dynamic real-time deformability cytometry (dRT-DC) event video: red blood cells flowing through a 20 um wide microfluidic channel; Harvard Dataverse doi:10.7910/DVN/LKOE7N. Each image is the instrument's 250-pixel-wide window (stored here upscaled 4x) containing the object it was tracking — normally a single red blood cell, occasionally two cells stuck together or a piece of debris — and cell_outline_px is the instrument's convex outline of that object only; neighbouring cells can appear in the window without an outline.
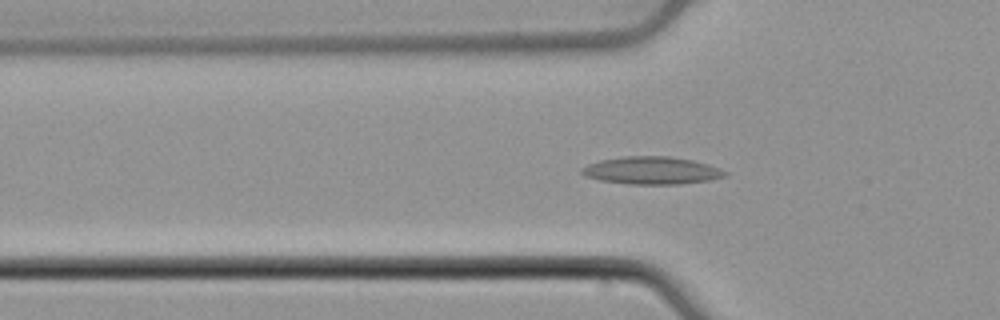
{"species": "common noctule bat (a hibernating species)", "species_latin": "Nyctalus noctula", "temperature_condition": "cold", "stored_images_in_passage": 47, "camera_frame_rate_fps": 3000, "um_per_image_px": 0.085, "animal": {"sex": "male", "body_mass_g": 21.5, "forearm_length_mm": 52.0}, "frame": {"image": 1, "passage_image": 12, "time_ms": 3.667, "image_size_px": [1000, 320], "cell_outline_px": [[728, 172], [724, 176], [708, 180], [680, 184], [628, 184], [600, 180], [584, 176], [580, 172], [580, 168], [588, 164], [600, 160], [624, 156], [668, 156], [692, 160], [708, 164], [720, 168]], "centroid_in_image_um": [55.35, 14.49], "position_along_channel_um": 70.4, "area_um2": 23.0}}
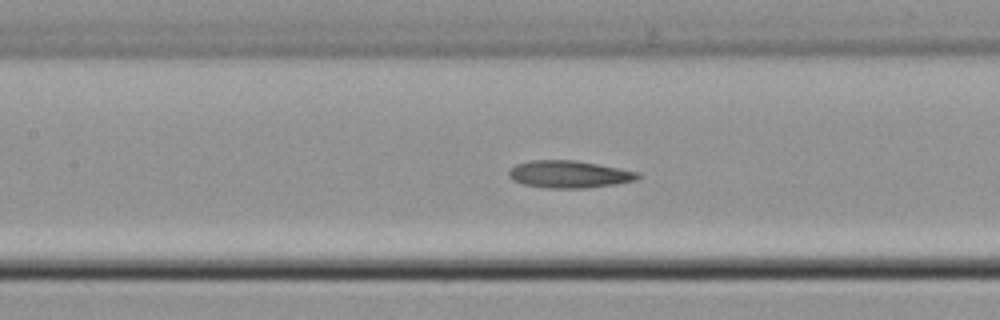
{"frame": {"image": 2, "passage_image": 19, "time_ms": 6.0, "image_size_px": [1000, 320], "cell_outline_px": [[640, 176], [636, 180], [616, 184], [584, 188], [548, 188], [524, 184], [512, 180], [508, 176], [508, 172], [516, 164], [532, 160], [576, 160], [620, 168], [640, 172]], "centroid_in_image_um": [48.39, 14.81], "position_along_channel_um": 159.0, "area_um2": 20.52}}
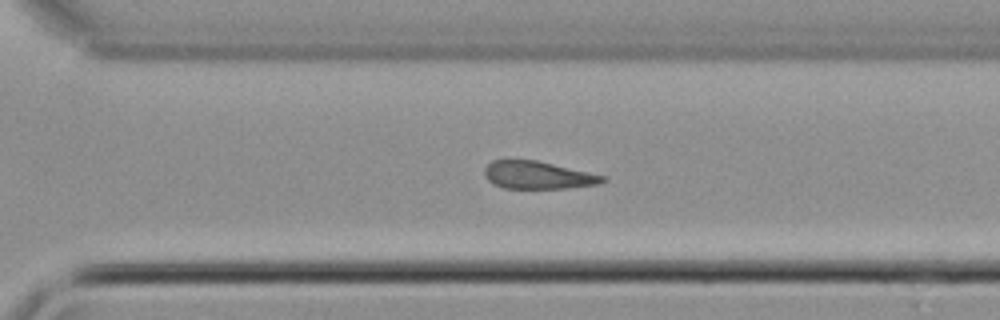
{"frame": {"image": 3, "passage_image": 32, "time_ms": 10.333, "image_size_px": [1000, 320], "cell_outline_px": [[608, 180], [600, 184], [564, 188], [504, 188], [492, 184], [484, 176], [484, 168], [492, 160], [536, 160], [608, 176]], "centroid_in_image_um": [45.74, 14.89], "position_along_channel_um": 324.9, "area_um2": 19.19}, "authors_computed_cell_mechanics": {"area_um2": 19.9988, "velocity_mm_per_s": 3.8298, "shape_relaxation_time_tau1_ms": 3.3129, "shape_relaxation_time_tau2_ms": null, "deformation_change_tau1": 0.0781, "deformation_change_tau2": null}}